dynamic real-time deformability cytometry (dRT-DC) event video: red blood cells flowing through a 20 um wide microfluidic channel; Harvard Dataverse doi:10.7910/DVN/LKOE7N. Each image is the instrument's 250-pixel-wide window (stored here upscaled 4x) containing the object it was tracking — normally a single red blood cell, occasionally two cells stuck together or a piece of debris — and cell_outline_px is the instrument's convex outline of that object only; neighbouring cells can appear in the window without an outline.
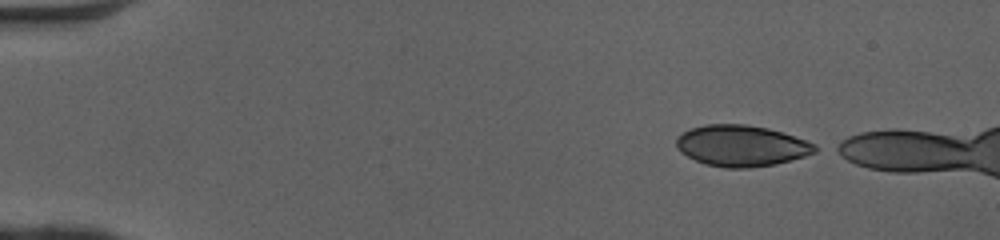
{"species": "human", "species_latin": "Homo sapiens", "temperature_condition": "cold", "stored_images_in_passage": 9, "camera_frame_rate_fps": 3000, "um_per_image_px": 0.085, "donor": {"sex": "female"}, "frame": {"image": 1, "passage_image": 1, "time_ms": 0.0, "image_size_px": [1000, 240], "cell_outline_px": [[824, 148], [816, 152], [804, 156], [776, 164], [748, 168], [724, 168], [704, 164], [680, 152], [676, 148], [676, 136], [692, 128], [704, 124], [748, 124], [768, 128], [816, 144]], "centroid_in_image_um": [63.02, 12.39], "position_along_channel_um": 22.0, "area_um2": 33.41}}